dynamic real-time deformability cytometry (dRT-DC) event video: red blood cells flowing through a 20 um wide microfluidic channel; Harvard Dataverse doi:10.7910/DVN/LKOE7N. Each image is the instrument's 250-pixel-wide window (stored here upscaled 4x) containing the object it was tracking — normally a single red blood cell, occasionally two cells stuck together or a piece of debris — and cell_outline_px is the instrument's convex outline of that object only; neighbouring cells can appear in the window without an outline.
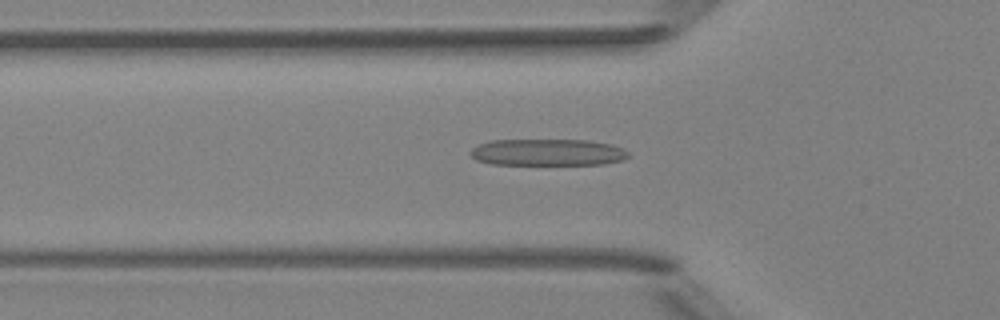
{"species": "Egyptian fruit bat (a non-hibernating species)", "species_latin": "Rousettus aegyptiacus", "temperature_condition": "room temperature", "stored_images_in_passage": 51, "camera_frame_rate_fps": 3000, "um_per_image_px": 0.085, "animal": {"sex": "female"}, "frame": {"image": 1, "passage_image": 17, "time_ms": 5.333, "image_size_px": [1000, 320], "cell_outline_px": [[628, 156], [620, 160], [604, 164], [492, 164], [476, 160], [468, 152], [476, 144], [488, 140], [588, 140], [612, 144], [628, 152]], "centroid_in_image_um": [46.47, 12.94], "position_along_channel_um": 79.3, "area_um2": 24.57}}
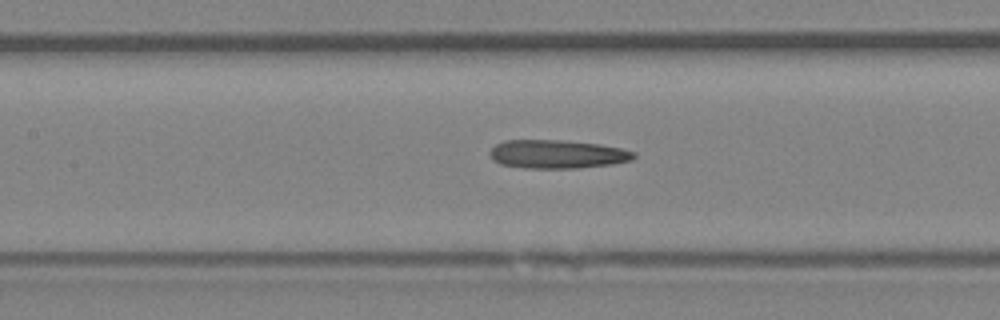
{"frame": {"image": 2, "passage_image": 23, "time_ms": 7.333, "image_size_px": [1000, 320], "cell_outline_px": [[636, 156], [632, 160], [612, 164], [580, 168], [524, 168], [500, 164], [492, 160], [488, 152], [496, 144], [504, 140], [564, 140], [600, 144], [620, 148], [636, 152]], "centroid_in_image_um": [47.35, 13.1], "position_along_channel_um": 160.0, "area_um2": 24.16}}
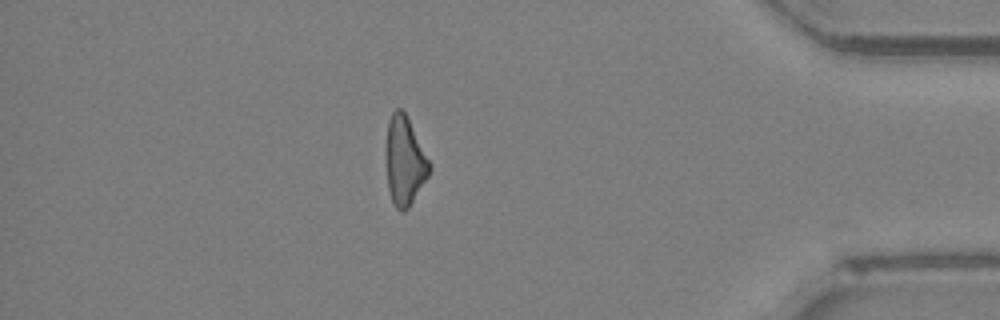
{"frame": {"image": 3, "passage_image": 44, "time_ms": 14.333, "image_size_px": [1000, 320], "cell_outline_px": [[432, 168], [428, 176], [408, 208], [404, 212], [400, 212], [396, 208], [392, 200], [388, 188], [388, 120], [392, 112], [396, 108], [400, 108], [404, 112], [432, 164]], "centroid_in_image_um": [34.44, 13.71], "position_along_channel_um": 400.8, "area_um2": 21.73}}